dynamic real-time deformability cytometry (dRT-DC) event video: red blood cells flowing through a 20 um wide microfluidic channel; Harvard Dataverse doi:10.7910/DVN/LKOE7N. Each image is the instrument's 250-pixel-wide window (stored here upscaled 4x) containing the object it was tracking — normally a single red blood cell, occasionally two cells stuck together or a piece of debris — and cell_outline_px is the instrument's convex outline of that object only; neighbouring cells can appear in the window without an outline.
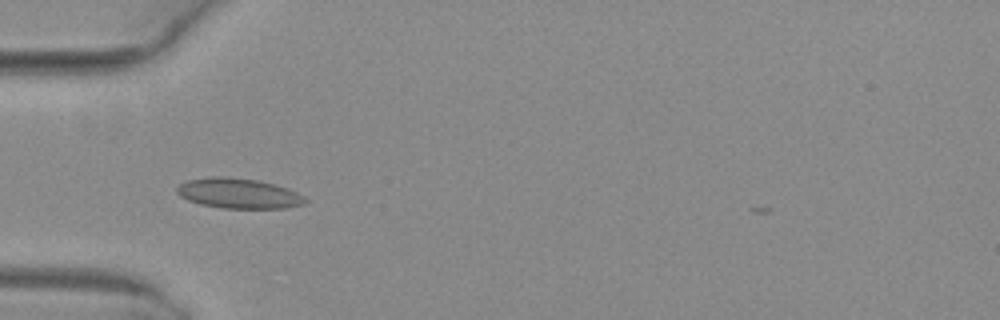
{"species": "common noctule bat (a hibernating species)", "species_latin": "Nyctalus noctula", "temperature_condition": "warm", "stored_images_in_passage": 6, "camera_frame_rate_fps": 3000, "um_per_image_px": 0.085, "animal": {"sex": "female", "body_mass_g": 29.2, "forearm_length_mm": 56.3}, "frame": {"image": 1, "passage_image": 4, "time_ms": 1.0, "image_size_px": [1000, 320], "cell_outline_px": [[308, 200], [304, 204], [284, 208], [220, 208], [200, 204], [188, 200], [180, 196], [176, 192], [176, 188], [180, 184], [188, 180], [212, 176], [228, 176], [256, 180], [288, 188], [304, 196]], "centroid_in_image_um": [20.26, 16.44], "position_along_channel_um": 64.7, "area_um2": 22.54}}
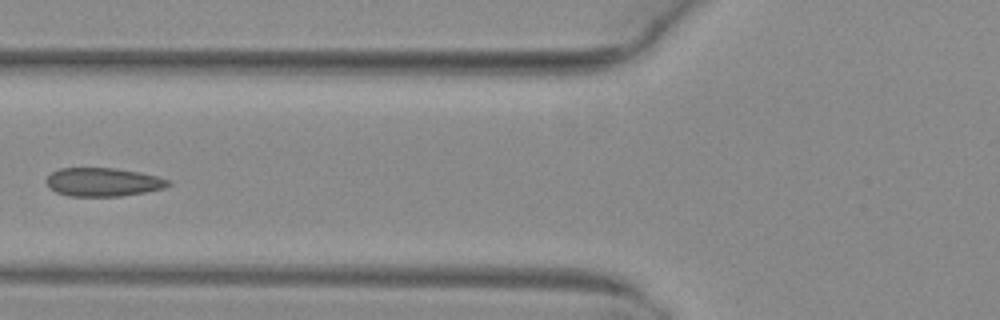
{"frame": {"image": 2, "passage_image": 5, "time_ms": 1.333, "image_size_px": [1000, 320], "cell_outline_px": [[172, 184], [164, 188], [144, 192], [120, 196], [68, 196], [56, 192], [44, 180], [52, 172], [60, 168], [112, 168], [140, 172], [160, 176], [172, 180]], "centroid_in_image_um": [8.81, 15.47], "position_along_channel_um": 117.0, "area_um2": 20.35}}
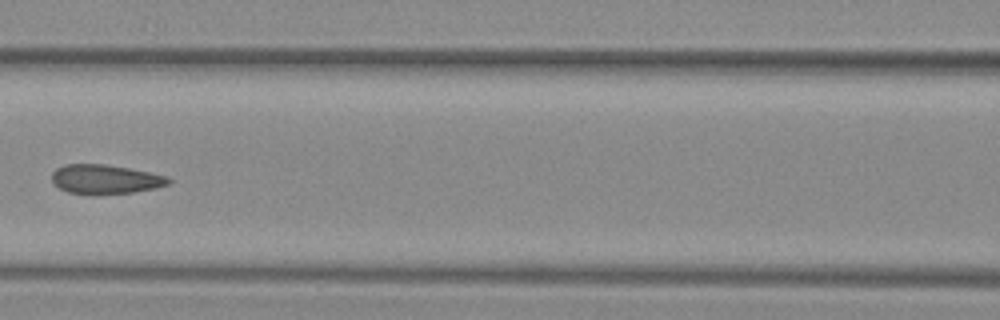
{"frame": {"image": 3, "passage_image": 6, "time_ms": 1.667, "image_size_px": [1000, 320], "cell_outline_px": [[172, 180], [168, 184], [156, 188], [132, 192], [100, 196], [92, 196], [68, 192], [60, 188], [52, 180], [52, 172], [56, 168], [64, 164], [104, 164], [128, 168], [168, 176]], "centroid_in_image_um": [8.94, 15.26], "position_along_channel_um": 157.7, "area_um2": 20.23}}